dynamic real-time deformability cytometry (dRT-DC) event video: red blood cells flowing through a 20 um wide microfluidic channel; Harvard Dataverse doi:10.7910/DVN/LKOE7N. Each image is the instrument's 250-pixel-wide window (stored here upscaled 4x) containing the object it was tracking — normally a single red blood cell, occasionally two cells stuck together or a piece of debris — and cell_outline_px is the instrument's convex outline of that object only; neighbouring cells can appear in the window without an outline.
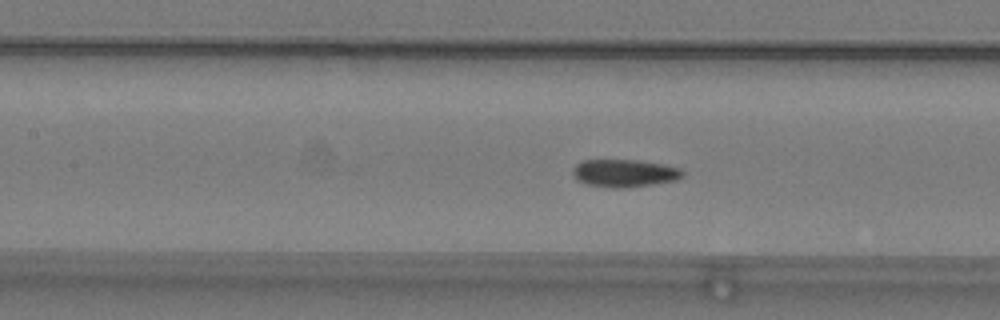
{"species": "common noctule bat (a hibernating species)", "species_latin": "Nyctalus noctula", "temperature_condition": "warm", "stored_images_in_passage": 45, "camera_frame_rate_fps": 3000, "um_per_image_px": 0.085, "animal": {"sex": "male", "body_mass_g": 19.2, "forearm_length_mm": 51.8}, "frame": {"image": 1, "passage_image": 25, "time_ms": 8.0, "image_size_px": [1000, 320], "cell_outline_px": [[684, 176], [676, 180], [652, 184], [620, 188], [616, 188], [588, 184], [576, 180], [572, 172], [572, 168], [580, 160], [640, 160], [664, 164], [680, 168], [684, 172]], "centroid_in_image_um": [53.07, 14.7], "position_along_channel_um": 154.3, "area_um2": 17.74}}
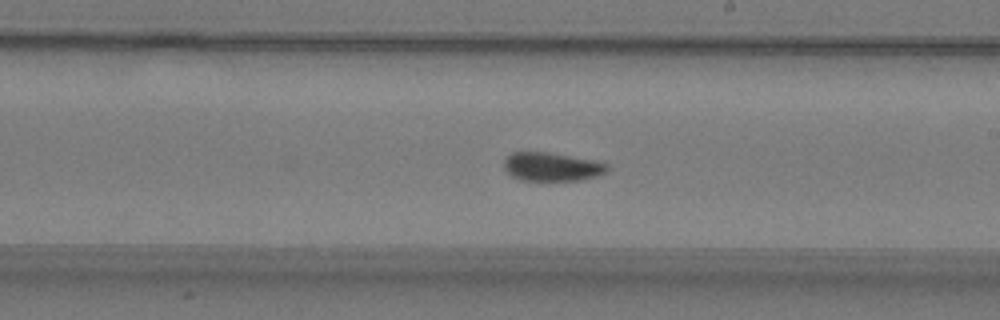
{"frame": {"image": 2, "passage_image": 32, "time_ms": 10.333, "image_size_px": [1000, 320], "cell_outline_px": [[608, 172], [596, 176], [580, 180], [520, 180], [512, 176], [504, 168], [504, 160], [512, 152], [548, 152], [592, 160], [608, 164]], "centroid_in_image_um": [46.9, 14.17], "position_along_channel_um": 242.1, "area_um2": 17.05}}
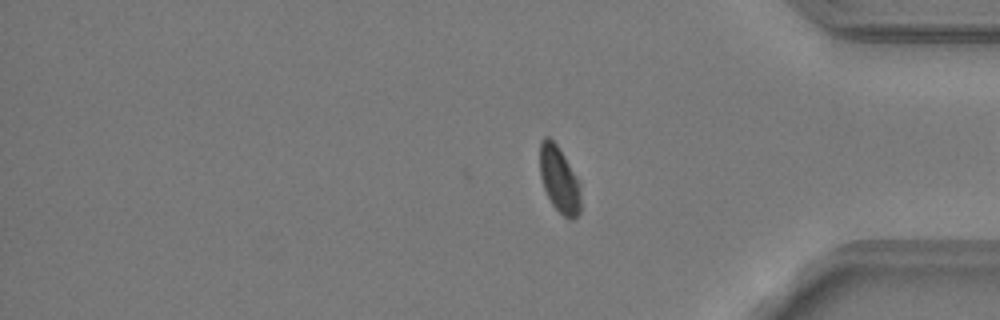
{"frame": {"image": 3, "passage_image": 45, "time_ms": 14.667, "image_size_px": [1000, 320], "cell_outline_px": [[580, 212], [572, 220], [568, 220], [552, 204], [544, 188], [540, 176], [540, 140], [544, 136], [548, 136], [556, 144], [580, 180]], "centroid_in_image_um": [47.54, 15.26], "position_along_channel_um": 387.7, "area_um2": 15.84}, "authors_computed_cell_mechanics": {"area_um2": 17.3978, "velocity_mm_per_s": 3.7738, "shape_relaxation_time_tau1_ms": 9.5238, "shape_relaxation_time_tau2_ms": 1.7898, "deformation_change_tau1": 0.1991, "deformation_change_tau2": 0.0539}}